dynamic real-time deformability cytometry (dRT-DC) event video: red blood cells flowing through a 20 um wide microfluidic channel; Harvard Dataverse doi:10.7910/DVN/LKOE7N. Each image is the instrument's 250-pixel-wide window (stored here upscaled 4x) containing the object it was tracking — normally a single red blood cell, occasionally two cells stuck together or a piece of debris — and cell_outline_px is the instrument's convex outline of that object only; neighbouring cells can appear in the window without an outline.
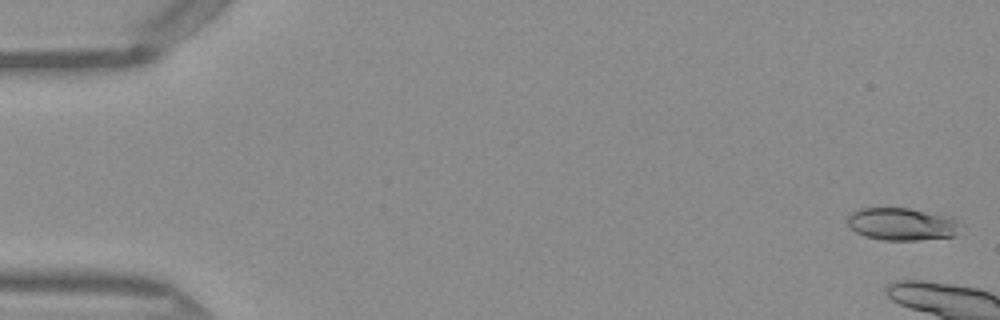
{"species": "Egyptian fruit bat (a non-hibernating species)", "species_latin": "Rousettus aegyptiacus", "temperature_condition": "warm", "stored_images_in_passage": 7, "camera_frame_rate_fps": 3000, "um_per_image_px": 0.085, "frame": {"image": 1, "passage_image": 2, "time_ms": 0.333, "image_size_px": [1000, 320], "cell_outline_px": [[956, 232], [952, 236], [916, 240], [884, 240], [864, 236], [856, 232], [848, 224], [848, 216], [852, 212], [860, 208], [908, 208], [956, 220]], "centroid_in_image_um": [76.53, 19.05], "position_along_channel_um": 8.5, "area_um2": 20.58}}